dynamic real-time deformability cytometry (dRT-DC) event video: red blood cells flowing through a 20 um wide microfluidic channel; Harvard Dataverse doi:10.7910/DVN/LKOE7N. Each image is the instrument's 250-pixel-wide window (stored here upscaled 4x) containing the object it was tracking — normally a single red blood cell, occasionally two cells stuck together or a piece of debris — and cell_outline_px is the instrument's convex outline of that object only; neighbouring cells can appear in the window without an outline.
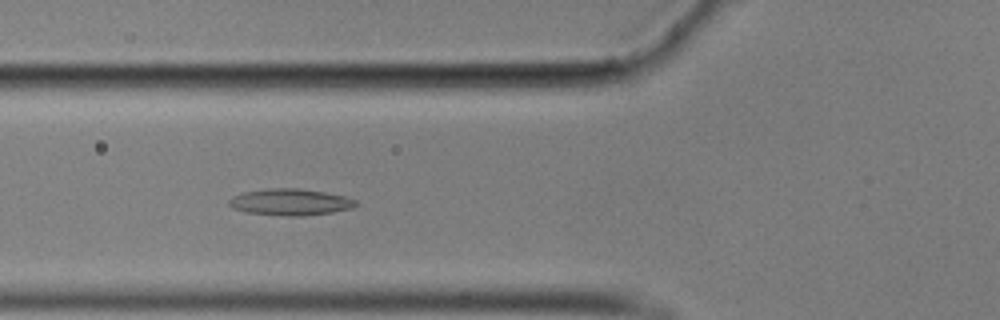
{"species": "common noctule bat (a hibernating species)", "species_latin": "Nyctalus noctula", "temperature_condition": "cold", "stored_images_in_passage": 57, "camera_frame_rate_fps": 3000, "um_per_image_px": 0.085, "animal": {"sex": "male", "body_mass_g": 17.9}, "frame": {"image": 1, "passage_image": 21, "time_ms": 6.667, "image_size_px": [1000, 320], "cell_outline_px": [[360, 204], [352, 208], [332, 212], [300, 216], [288, 216], [244, 212], [232, 208], [228, 204], [228, 200], [244, 192], [268, 188], [300, 188], [324, 192], [344, 196], [356, 200]], "centroid_in_image_um": [24.69, 17.17], "position_along_channel_um": 101.1, "area_um2": 19.59}}
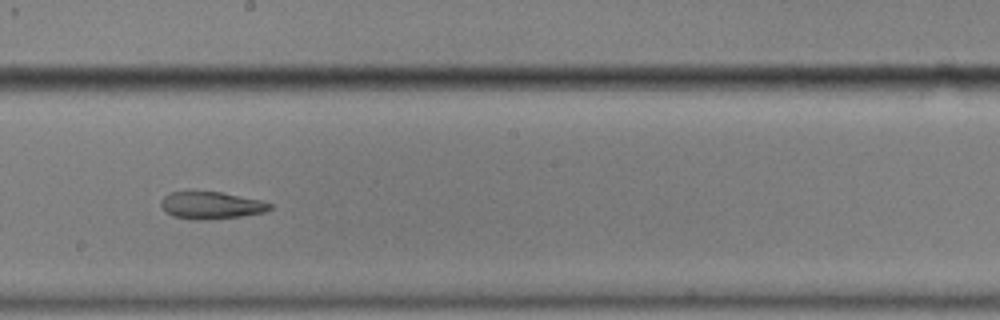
{"frame": {"image": 2, "passage_image": 32, "time_ms": 10.333, "image_size_px": [1000, 320], "cell_outline_px": [[272, 208], [264, 212], [240, 216], [208, 220], [192, 220], [172, 216], [160, 204], [164, 196], [168, 192], [220, 192], [260, 200], [272, 204]], "centroid_in_image_um": [17.94, 17.46], "position_along_channel_um": 230.3, "area_um2": 17.11}}
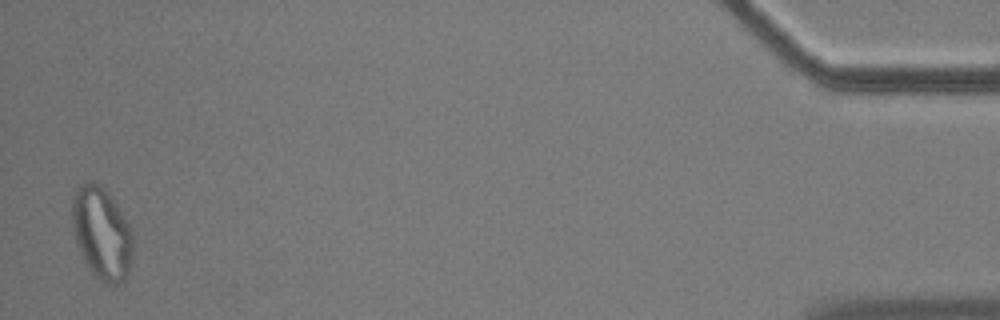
{"frame": {"image": 3, "passage_image": 56, "time_ms": 18.333, "image_size_px": [1000, 320], "cell_outline_px": [[132, 260], [128, 272], [124, 280], [120, 284], [104, 284], [92, 272], [84, 260], [76, 244], [72, 224], [72, 196], [76, 188], [84, 180], [92, 180], [100, 184], [108, 192], [128, 220], [132, 228]], "centroid_in_image_um": [8.65, 19.78], "position_along_channel_um": 426.6, "area_um2": 33.23}, "authors_computed_cell_mechanics": {"area_um2": 19.9988, "velocity_mm_per_s": 3.5154, "shape_relaxation_time_tau1_ms": null, "shape_relaxation_time_tau2_ms": 4.2234, "deformation_change_tau1": null, "deformation_change_tau2": 0.1228}}